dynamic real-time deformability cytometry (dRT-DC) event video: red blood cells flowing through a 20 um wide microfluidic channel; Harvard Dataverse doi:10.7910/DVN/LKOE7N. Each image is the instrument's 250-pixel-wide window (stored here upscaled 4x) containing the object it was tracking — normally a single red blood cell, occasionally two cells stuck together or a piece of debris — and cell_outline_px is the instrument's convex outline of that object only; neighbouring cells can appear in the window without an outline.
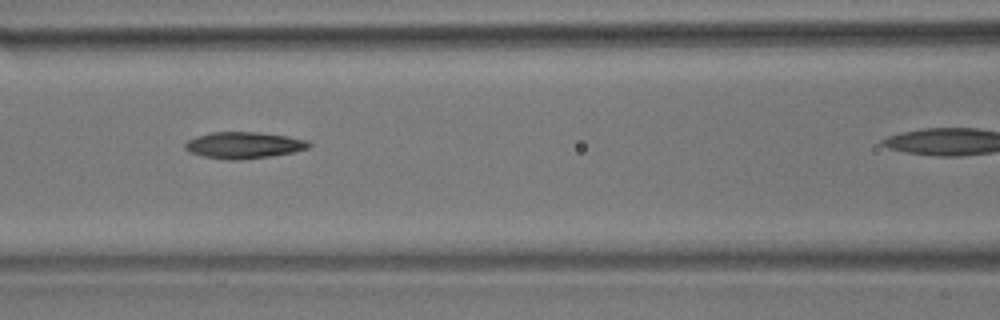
{"species": "common noctule bat (a hibernating species)", "species_latin": "Nyctalus noctula", "temperature_condition": "room temperature", "stored_images_in_passage": 6, "camera_frame_rate_fps": 3000, "um_per_image_px": 0.085, "animal": {"sex": "male", "body_mass_g": 17.9}, "frame": {"image": 1, "passage_image": 5, "time_ms": 6.0, "image_size_px": [1000, 320], "cell_outline_px": [[312, 144], [308, 148], [292, 152], [272, 156], [240, 160], [228, 160], [204, 156], [188, 152], [184, 148], [184, 144], [188, 140], [196, 136], [212, 132], [256, 132], [288, 136], [308, 140]], "centroid_in_image_um": [20.71, 12.34], "position_along_channel_um": 145.9, "area_um2": 19.19}}